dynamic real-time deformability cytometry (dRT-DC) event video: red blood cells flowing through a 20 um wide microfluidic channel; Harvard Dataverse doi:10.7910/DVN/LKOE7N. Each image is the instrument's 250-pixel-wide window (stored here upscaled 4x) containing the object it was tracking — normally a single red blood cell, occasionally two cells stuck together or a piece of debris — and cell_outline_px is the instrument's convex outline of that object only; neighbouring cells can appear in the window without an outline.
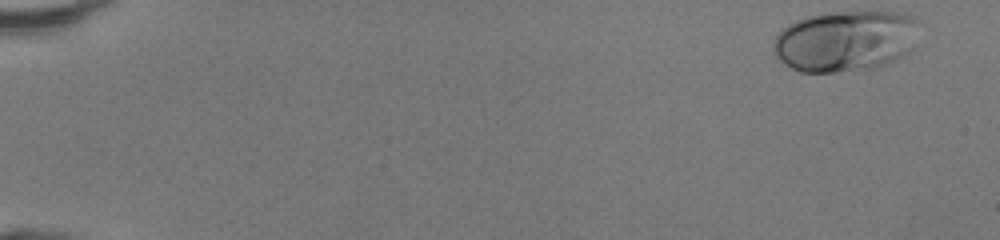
{"species": "human", "species_latin": "Homo sapiens", "temperature_condition": "room temperature", "stored_images_in_passage": 47, "camera_frame_rate_fps": 3000, "um_per_image_px": 0.085, "donor": {"sex": "female"}, "frame": {"image": 1, "passage_image": 1, "time_ms": 0.0, "image_size_px": [1000, 240], "cell_outline_px": [[920, 20], [912, 52], [884, 64], [872, 68], [836, 72], [800, 72], [792, 68], [780, 60], [772, 52], [772, 40], [780, 28], [796, 20], [808, 16], [836, 12], [900, 12], [916, 16]], "centroid_in_image_um": [71.86, 3.47], "position_along_channel_um": 13.1, "area_um2": 52.48}}
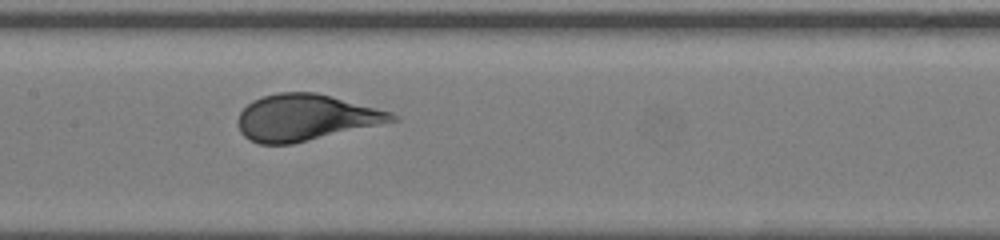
{"frame": {"image": 2, "passage_image": 24, "time_ms": 7.667, "image_size_px": [1000, 240], "cell_outline_px": [[400, 120], [292, 144], [260, 144], [248, 140], [240, 132], [236, 124], [236, 120], [240, 112], [252, 100], [264, 96], [280, 92], [316, 92], [332, 96], [392, 112], [400, 116]], "centroid_in_image_um": [25.96, 10.0], "position_along_channel_um": 181.4, "area_um2": 41.79}}
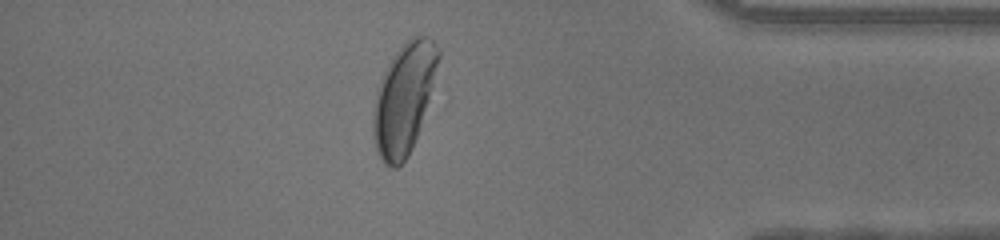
{"frame": {"image": 3, "passage_image": 41, "time_ms": 13.333, "image_size_px": [1000, 240], "cell_outline_px": [[440, 56], [428, 100], [412, 148], [408, 156], [396, 168], [392, 168], [384, 164], [380, 160], [376, 152], [372, 132], [372, 112], [376, 92], [380, 80], [392, 56], [412, 36], [428, 36], [436, 44], [440, 52]], "centroid_in_image_um": [34.29, 8.41], "position_along_channel_um": 400.9, "area_um2": 41.44}, "authors_computed_cell_mechanics": {"area_um2": 42.772, "velocity_mm_per_s": 4.3064, "shape_relaxation_time_tau1_ms": 3.5931, "shape_relaxation_time_tau2_ms": null, "deformation_change_tau1": 0.1837, "deformation_change_tau2": null}}